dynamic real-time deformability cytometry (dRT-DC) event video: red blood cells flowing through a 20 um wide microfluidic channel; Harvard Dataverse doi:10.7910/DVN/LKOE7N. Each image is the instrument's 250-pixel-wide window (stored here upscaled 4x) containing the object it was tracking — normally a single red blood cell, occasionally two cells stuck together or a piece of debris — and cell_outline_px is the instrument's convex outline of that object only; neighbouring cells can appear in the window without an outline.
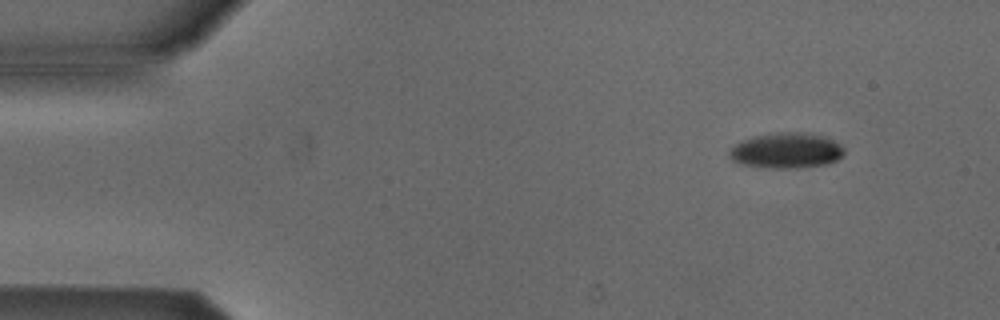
{"species": "Egyptian fruit bat (a non-hibernating species)", "species_latin": "Rousettus aegyptiacus", "temperature_condition": "cold", "stored_images_in_passage": 7, "camera_frame_rate_fps": 3000, "um_per_image_px": 0.085, "animal": {"sex": "male"}, "frame": {"image": 1, "passage_image": 1, "time_ms": 0.0, "image_size_px": [1000, 320], "cell_outline_px": [[844, 152], [836, 160], [828, 164], [796, 168], [764, 168], [740, 164], [732, 160], [728, 156], [728, 152], [736, 144], [744, 140], [756, 136], [788, 132], [796, 132], [824, 136], [840, 144], [844, 148]], "centroid_in_image_um": [66.83, 12.82], "position_along_channel_um": 18.2, "area_um2": 23.47}}
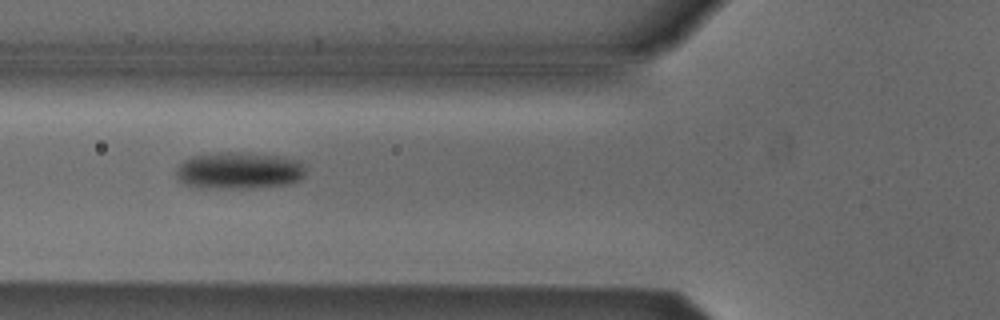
{"frame": {"image": 2, "passage_image": 5, "time_ms": 4.667, "image_size_px": [1000, 320], "cell_outline_px": [[304, 176], [300, 180], [288, 184], [252, 188], [200, 188], [184, 184], [176, 176], [176, 172], [180, 164], [184, 160], [192, 156], [224, 152], [236, 152], [276, 156], [296, 160], [304, 164]], "centroid_in_image_um": [20.3, 14.51], "position_along_channel_um": 105.5, "area_um2": 27.69}}
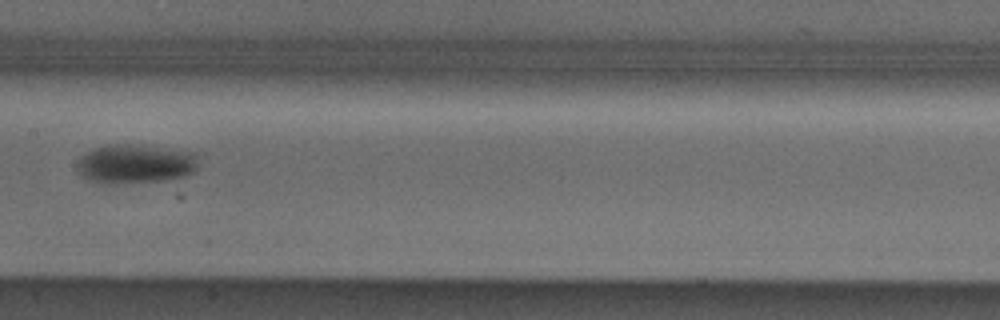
{"frame": {"image": 3, "passage_image": 7, "time_ms": 7.0, "image_size_px": [1000, 320], "cell_outline_px": [[196, 168], [192, 172], [184, 176], [164, 180], [116, 184], [104, 184], [88, 180], [80, 176], [76, 168], [80, 160], [92, 148], [108, 144], [136, 144], [196, 152]], "centroid_in_image_um": [11.47, 13.93], "position_along_channel_um": 195.9, "area_um2": 27.8}}